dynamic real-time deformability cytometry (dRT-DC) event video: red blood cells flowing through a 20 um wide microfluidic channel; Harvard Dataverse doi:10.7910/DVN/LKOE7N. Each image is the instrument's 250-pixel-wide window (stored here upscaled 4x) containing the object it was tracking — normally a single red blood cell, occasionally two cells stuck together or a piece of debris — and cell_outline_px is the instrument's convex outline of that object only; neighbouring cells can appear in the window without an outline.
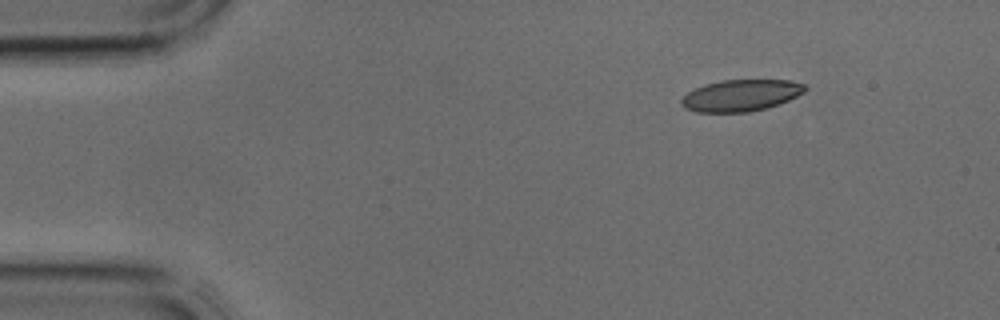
{"species": "common noctule bat (a hibernating species)", "species_latin": "Nyctalus noctula", "temperature_condition": "cold", "stored_images_in_passage": 3, "camera_frame_rate_fps": 3000, "um_per_image_px": 0.085, "animal": {"sex": "male", "body_mass_g": 17.9, "forearm_length_mm": 54.2}, "frame": {"image": 1, "passage_image": 1, "time_ms": 0.0, "image_size_px": [1000, 320], "cell_outline_px": [[808, 88], [804, 92], [788, 100], [764, 108], [748, 112], [696, 112], [684, 108], [680, 104], [680, 100], [688, 92], [704, 84], [720, 80], [788, 80], [804, 84]], "centroid_in_image_um": [62.94, 8.1], "position_along_channel_um": 22.1, "area_um2": 22.66}}